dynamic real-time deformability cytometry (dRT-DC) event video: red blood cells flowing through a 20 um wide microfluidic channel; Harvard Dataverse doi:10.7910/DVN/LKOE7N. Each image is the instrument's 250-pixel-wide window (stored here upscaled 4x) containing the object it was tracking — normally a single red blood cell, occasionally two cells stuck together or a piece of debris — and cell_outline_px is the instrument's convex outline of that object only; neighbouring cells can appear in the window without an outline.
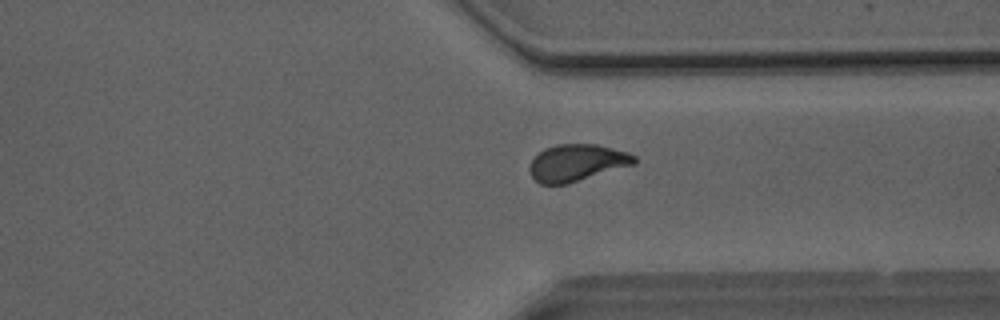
{"species": "Egyptian fruit bat (a non-hibernating species)", "species_latin": "Rousettus aegyptiacus", "temperature_condition": "room temperature", "stored_images_in_passage": 35, "camera_frame_rate_fps": 3000, "um_per_image_px": 0.085, "animal": {"sex": "male"}, "frame": {"image": 1, "passage_image": 23, "time_ms": 7.333, "image_size_px": [1000, 320], "cell_outline_px": [[636, 164], [568, 184], [540, 184], [532, 176], [528, 168], [532, 160], [544, 148], [556, 144], [596, 144], [628, 152], [636, 156]], "centroid_in_image_um": [49.05, 13.83], "position_along_channel_um": 362.3, "area_um2": 22.6}}
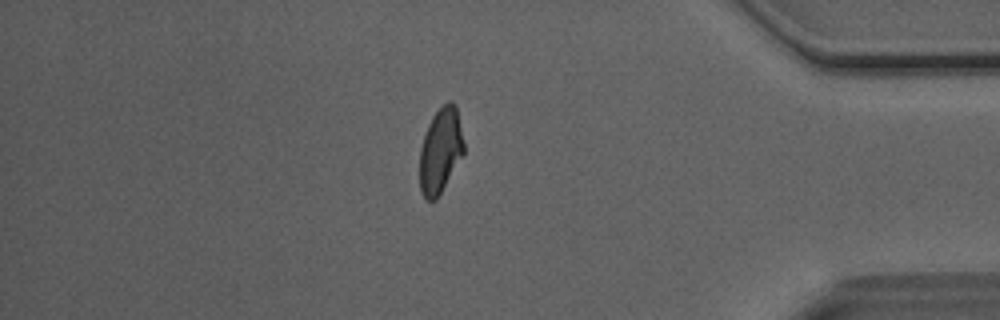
{"frame": {"image": 2, "passage_image": 28, "time_ms": 9.0, "image_size_px": [1000, 320], "cell_outline_px": [[464, 152], [436, 200], [424, 200], [420, 192], [420, 148], [428, 124], [432, 116], [448, 100], [452, 100], [456, 104], [464, 144]], "centroid_in_image_um": [37.43, 12.79], "position_along_channel_um": 397.8, "area_um2": 21.79}}
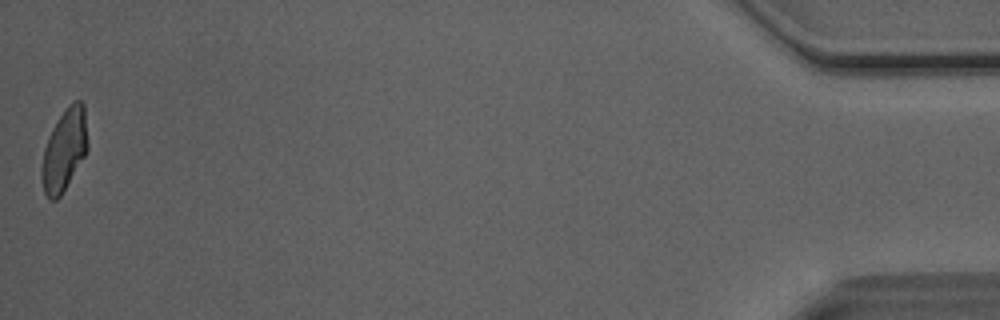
{"frame": {"image": 3, "passage_image": 35, "time_ms": 11.333, "image_size_px": [1000, 320], "cell_outline_px": [[88, 148], [84, 156], [60, 196], [56, 200], [48, 200], [44, 192], [40, 176], [40, 172], [44, 148], [52, 128], [68, 104], [76, 100], [80, 100], [84, 104], [88, 144]], "centroid_in_image_um": [5.45, 12.75], "position_along_channel_um": 429.7, "area_um2": 21.85}, "authors_computed_cell_mechanics": {"area_um2": 22.1952, "velocity_mm_per_s": 4.0878, "shape_relaxation_time_tau1_ms": 5.6758, "shape_relaxation_time_tau2_ms": 0.9531, "deformation_change_tau1": 0.1886, "deformation_change_tau2": 0.0566}}